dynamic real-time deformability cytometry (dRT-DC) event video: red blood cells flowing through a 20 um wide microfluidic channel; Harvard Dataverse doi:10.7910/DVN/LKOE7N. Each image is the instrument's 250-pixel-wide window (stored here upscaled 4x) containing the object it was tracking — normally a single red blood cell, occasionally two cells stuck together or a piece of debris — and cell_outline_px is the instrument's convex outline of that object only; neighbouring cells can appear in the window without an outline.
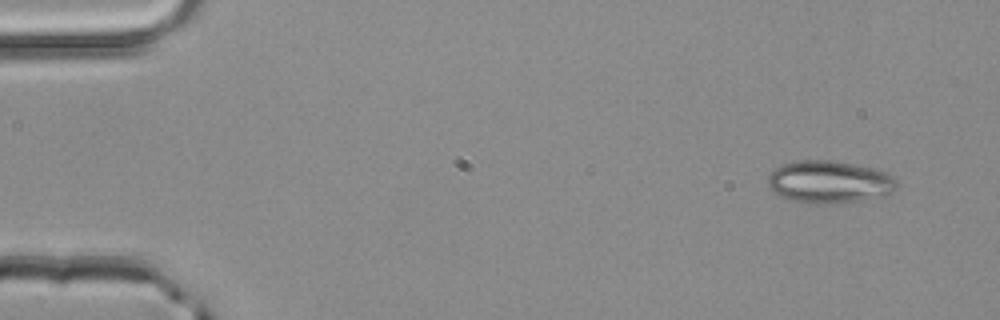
{"species": "common noctule bat (a hibernating species)", "species_latin": "Nyctalus noctula", "temperature_condition": "room temperature", "stored_images_in_passage": 4, "segment_of_instrument_passage": [1, 2], "camera_frame_rate_fps": 3000, "um_per_image_px": 0.085, "animal": {"sex": "male", "body_mass_g": 20.4}, "frame": {"image": 1, "passage_image": 1, "time_ms": 0.0, "image_size_px": [1000, 320], "cell_outline_px": [[900, 184], [892, 192], [884, 196], [836, 204], [804, 204], [780, 196], [768, 188], [768, 176], [780, 164], [800, 160], [832, 160], [876, 168], [892, 176]], "centroid_in_image_um": [70.49, 15.47], "position_along_channel_um": 14.5, "area_um2": 32.37}}